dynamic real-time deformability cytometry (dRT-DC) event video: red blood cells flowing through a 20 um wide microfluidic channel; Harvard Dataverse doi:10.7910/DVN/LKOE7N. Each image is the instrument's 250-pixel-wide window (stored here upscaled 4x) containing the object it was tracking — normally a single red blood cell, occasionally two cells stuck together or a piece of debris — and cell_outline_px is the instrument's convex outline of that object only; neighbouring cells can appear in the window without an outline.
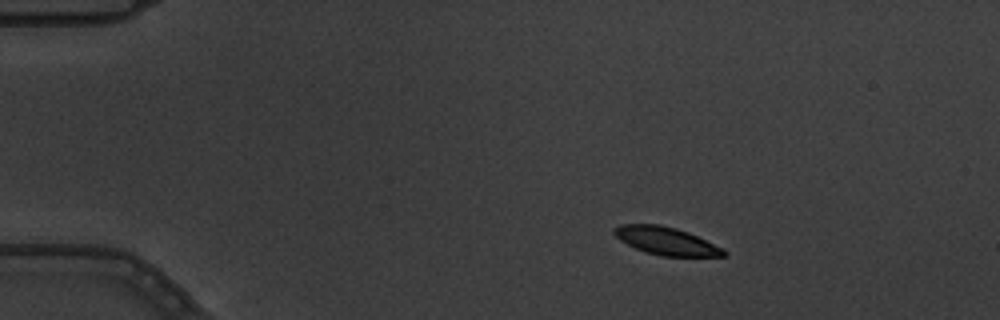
{"species": "common noctule bat (a hibernating species)", "species_latin": "Nyctalus noctula", "temperature_condition": "warm", "stored_images_in_passage": 5, "camera_frame_rate_fps": 3000, "um_per_image_px": 0.085, "animal": {"sex": "male", "body_mass_g": 19.5, "forearm_length_mm": 54.6}, "frame": {"image": 1, "passage_image": 3, "time_ms": 0.667, "image_size_px": [1000, 320], "cell_outline_px": [[728, 256], [664, 256], [644, 252], [620, 240], [612, 232], [612, 228], [620, 224], [660, 224], [676, 228], [688, 232], [724, 248], [728, 252]], "centroid_in_image_um": [56.63, 20.47], "position_along_channel_um": 28.4, "area_um2": 17.86}}